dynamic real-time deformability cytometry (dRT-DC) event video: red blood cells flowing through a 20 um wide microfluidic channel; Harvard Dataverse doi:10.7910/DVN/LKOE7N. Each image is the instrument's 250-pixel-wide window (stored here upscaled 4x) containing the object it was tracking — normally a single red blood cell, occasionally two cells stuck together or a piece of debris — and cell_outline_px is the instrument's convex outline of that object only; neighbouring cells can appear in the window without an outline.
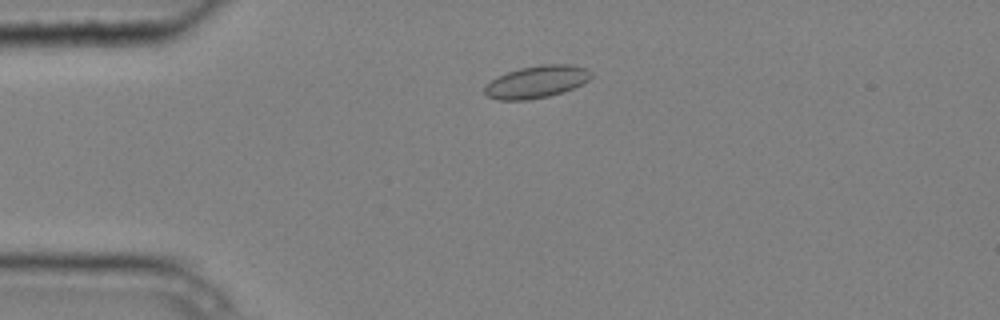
{"species": "common noctule bat (a hibernating species)", "species_latin": "Nyctalus noctula", "temperature_condition": "cold", "stored_images_in_passage": 3, "camera_frame_rate_fps": 3000, "um_per_image_px": 0.085, "animal": {"sex": "male", "body_mass_g": 20.4}, "frame": {"image": 1, "passage_image": 2, "time_ms": 0.333, "image_size_px": [1000, 320], "cell_outline_px": [[592, 76], [588, 80], [564, 92], [548, 96], [528, 100], [500, 100], [488, 96], [484, 92], [484, 88], [492, 80], [508, 72], [520, 68], [540, 64], [568, 64], [588, 68], [592, 72]], "centroid_in_image_um": [45.64, 6.95], "position_along_channel_um": 39.4, "area_um2": 19.88}}